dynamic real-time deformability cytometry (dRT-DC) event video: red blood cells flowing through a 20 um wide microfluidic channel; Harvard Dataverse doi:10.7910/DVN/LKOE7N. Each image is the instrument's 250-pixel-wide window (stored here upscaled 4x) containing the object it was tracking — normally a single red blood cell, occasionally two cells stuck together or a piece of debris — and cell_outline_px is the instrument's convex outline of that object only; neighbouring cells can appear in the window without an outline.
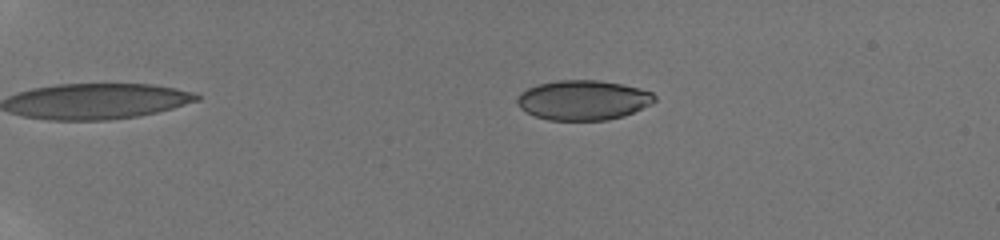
{"species": "human", "species_latin": "Homo sapiens", "temperature_condition": "room temperature", "stored_images_in_passage": 28, "camera_frame_rate_fps": 3000, "um_per_image_px": 0.085, "donor": {"sex": "male"}, "frame": {"image": 1, "passage_image": 15, "time_ms": 4.333, "image_size_px": [1000, 240], "cell_outline_px": [[656, 100], [652, 104], [624, 116], [608, 120], [548, 120], [536, 116], [520, 108], [516, 100], [520, 92], [536, 84], [556, 80], [600, 80], [624, 84], [640, 88], [652, 92], [656, 96]], "centroid_in_image_um": [49.59, 8.5], "position_along_channel_um": 35.4, "area_um2": 32.14}}
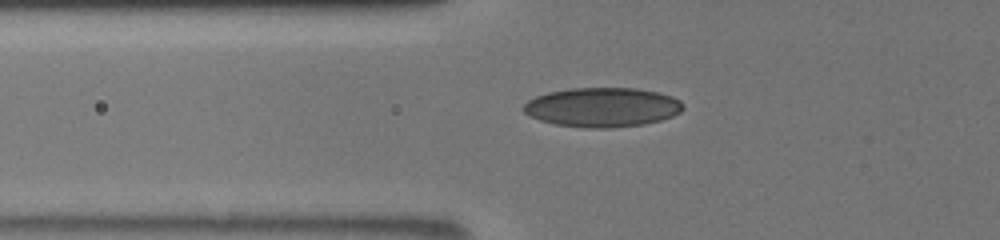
{"frame": {"image": 2, "passage_image": 24, "time_ms": 7.667, "image_size_px": [1000, 240], "cell_outline_px": [[684, 108], [680, 112], [672, 116], [660, 120], [644, 124], [612, 128], [584, 128], [556, 124], [540, 120], [528, 116], [520, 108], [528, 100], [536, 96], [548, 92], [572, 88], [636, 88], [660, 92], [672, 96], [680, 100], [684, 104]], "centroid_in_image_um": [51.2, 9.11], "position_along_channel_um": 74.6, "area_um2": 36.93}}
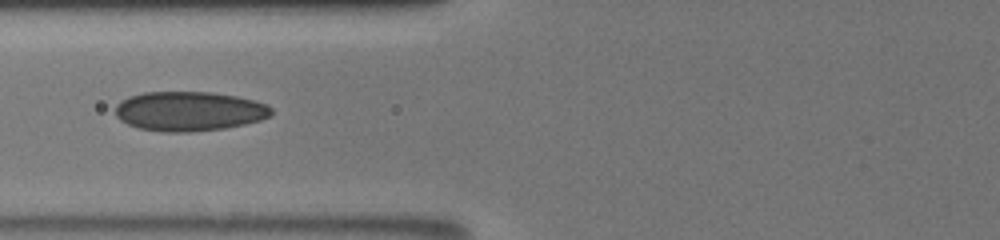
{"frame": {"image": 3, "passage_image": 27, "time_ms": 8.667, "image_size_px": [1000, 240], "cell_outline_px": [[272, 116], [260, 120], [244, 124], [224, 128], [192, 132], [160, 132], [140, 128], [128, 124], [120, 120], [116, 116], [116, 104], [120, 100], [128, 96], [144, 92], [212, 92], [236, 96], [256, 100], [268, 104], [272, 108]], "centroid_in_image_um": [16.09, 9.45], "position_along_channel_um": 109.7, "area_um2": 36.24}}